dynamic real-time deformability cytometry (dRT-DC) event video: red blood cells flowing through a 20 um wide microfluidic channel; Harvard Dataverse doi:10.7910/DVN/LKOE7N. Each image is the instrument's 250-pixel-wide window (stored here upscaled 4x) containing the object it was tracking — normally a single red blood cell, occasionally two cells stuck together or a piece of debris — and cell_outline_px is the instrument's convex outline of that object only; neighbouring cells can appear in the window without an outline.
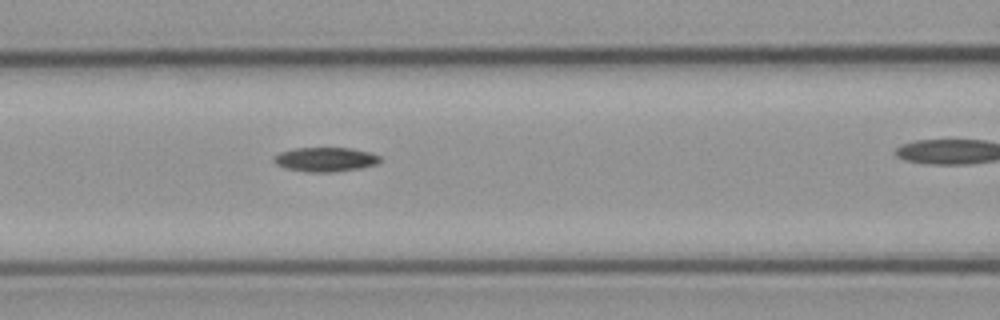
{"species": "common noctule bat (a hibernating species)", "species_latin": "Nyctalus noctula", "temperature_condition": "cold", "stored_images_in_passage": 6, "camera_frame_rate_fps": 3000, "um_per_image_px": 0.085, "animal": {"sex": "male", "body_mass_g": 23.1, "forearm_length_mm": 52.7}, "frame": {"image": 1, "passage_image": 5, "time_ms": 5.667, "image_size_px": [1000, 320], "cell_outline_px": [[380, 160], [376, 164], [360, 168], [332, 172], [308, 172], [288, 168], [276, 164], [272, 160], [272, 156], [280, 152], [296, 148], [348, 148], [368, 152], [380, 156]], "centroid_in_image_um": [27.62, 13.55], "position_along_channel_um": 139.0, "area_um2": 14.85}}